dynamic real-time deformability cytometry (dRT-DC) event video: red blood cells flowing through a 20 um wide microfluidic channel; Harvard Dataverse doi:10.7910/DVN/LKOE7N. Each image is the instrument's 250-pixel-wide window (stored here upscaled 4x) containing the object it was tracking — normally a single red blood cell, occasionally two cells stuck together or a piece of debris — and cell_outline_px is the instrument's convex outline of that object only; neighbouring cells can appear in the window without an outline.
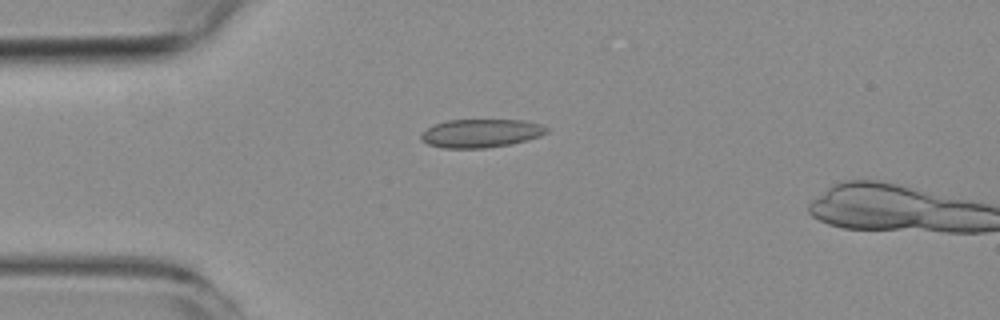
{"species": "common noctule bat (a hibernating species)", "species_latin": "Nyctalus noctula", "temperature_condition": "room temperature", "stored_images_in_passage": 5, "camera_frame_rate_fps": 3000, "um_per_image_px": 0.085, "animal": {"sex": "female", "body_mass_g": 19.3, "forearm_length_mm": 54.1}, "frame": {"image": 1, "passage_image": 4, "time_ms": 3.333, "image_size_px": [1000, 320], "cell_outline_px": [[548, 132], [540, 136], [528, 140], [508, 144], [484, 148], [440, 148], [428, 144], [420, 140], [420, 132], [436, 124], [448, 120], [524, 120], [540, 124], [548, 128]], "centroid_in_image_um": [40.85, 11.33], "position_along_channel_um": 44.1, "area_um2": 20.81}}